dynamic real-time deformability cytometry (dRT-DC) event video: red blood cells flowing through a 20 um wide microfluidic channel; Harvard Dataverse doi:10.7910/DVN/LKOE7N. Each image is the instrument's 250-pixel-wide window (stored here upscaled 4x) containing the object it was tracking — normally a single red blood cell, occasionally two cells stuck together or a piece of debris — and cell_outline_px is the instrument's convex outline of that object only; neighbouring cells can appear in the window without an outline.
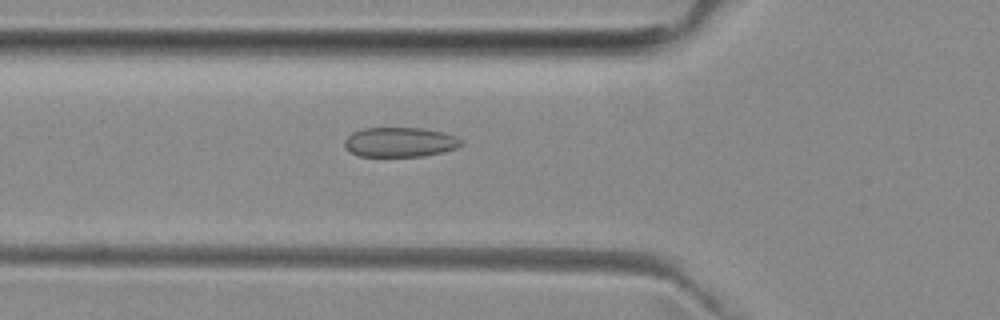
{"species": "common noctule bat (a hibernating species)", "species_latin": "Nyctalus noctula", "temperature_condition": "room temperature", "stored_images_in_passage": 51, "camera_frame_rate_fps": 3000, "um_per_image_px": 0.085, "animal": {"sex": "female", "body_mass_g": 29.2, "forearm_length_mm": 56.3}, "frame": {"image": 1, "passage_image": 18, "time_ms": 5.667, "image_size_px": [1000, 320], "cell_outline_px": [[464, 144], [456, 148], [424, 156], [360, 156], [344, 148], [344, 140], [352, 132], [364, 128], [424, 128], [444, 132], [456, 136], [464, 140]], "centroid_in_image_um": [34.02, 12.07], "position_along_channel_um": 91.8, "area_um2": 20.29}}
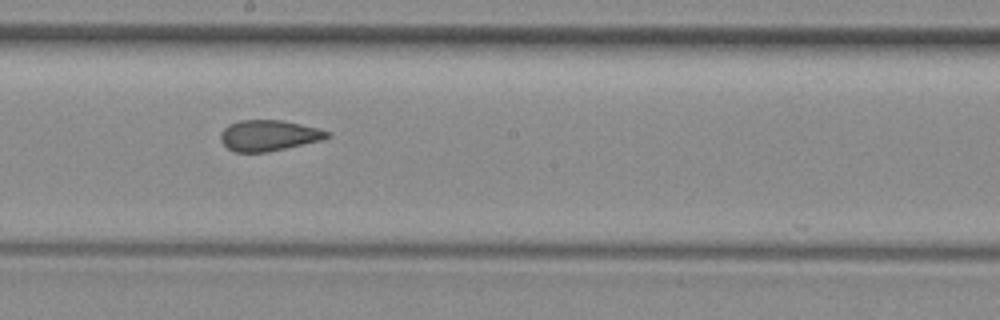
{"frame": {"image": 2, "passage_image": 28, "time_ms": 9.0, "image_size_px": [1000, 320], "cell_outline_px": [[332, 136], [320, 140], [268, 152], [232, 152], [220, 140], [220, 132], [228, 124], [240, 120], [280, 120], [320, 128], [332, 132]], "centroid_in_image_um": [22.84, 11.51], "position_along_channel_um": 225.4, "area_um2": 19.25}}
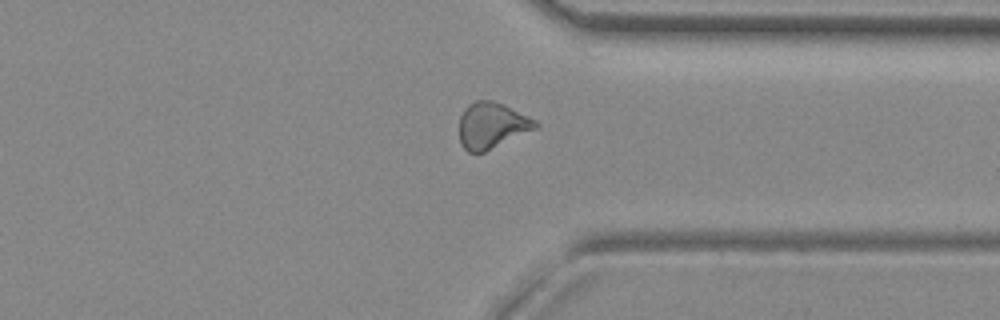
{"frame": {"image": 3, "passage_image": 39, "time_ms": 12.667, "image_size_px": [1000, 320], "cell_outline_px": [[540, 124], [536, 128], [484, 152], [468, 152], [460, 144], [460, 116], [464, 108], [468, 104], [476, 100], [492, 100], [504, 104], [536, 120]], "centroid_in_image_um": [41.79, 10.64], "position_along_channel_um": 369.6, "area_um2": 20.35}, "authors_computed_cell_mechanics": {"area_um2": 20.23, "velocity_mm_per_s": 3.9842, "shape_relaxation_time_tau1_ms": null, "shape_relaxation_time_tau2_ms": 1.5379, "deformation_change_tau1": null, "deformation_change_tau2": 0.0767}}